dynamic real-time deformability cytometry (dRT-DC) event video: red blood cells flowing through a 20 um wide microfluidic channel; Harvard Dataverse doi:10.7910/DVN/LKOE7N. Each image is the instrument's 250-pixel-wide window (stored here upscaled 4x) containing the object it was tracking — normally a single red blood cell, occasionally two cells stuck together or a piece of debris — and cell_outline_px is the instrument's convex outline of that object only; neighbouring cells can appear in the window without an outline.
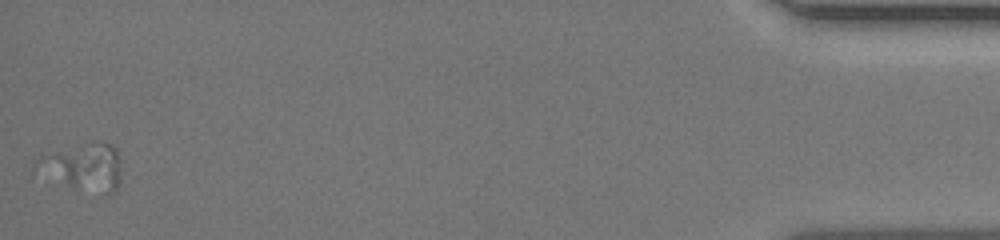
{"species": "human", "species_latin": "Homo sapiens", "temperature_condition": "room temperature", "stored_images_in_passage": 17, "camera_frame_rate_fps": 3000, "um_per_image_px": 0.085, "donor": {"sex": "female"}, "frame": {"image": 1, "passage_image": 17, "time_ms": 13.0, "image_size_px": [1000, 240], "cell_outline_px": [[120, 184], [112, 192], [104, 192], [72, 184], [32, 172], [32, 160], [40, 156], [100, 144], [112, 144], [116, 148], [120, 160]], "centroid_in_image_um": [7.06, 14.2], "position_along_channel_um": 428.1, "area_um2": 21.56}}